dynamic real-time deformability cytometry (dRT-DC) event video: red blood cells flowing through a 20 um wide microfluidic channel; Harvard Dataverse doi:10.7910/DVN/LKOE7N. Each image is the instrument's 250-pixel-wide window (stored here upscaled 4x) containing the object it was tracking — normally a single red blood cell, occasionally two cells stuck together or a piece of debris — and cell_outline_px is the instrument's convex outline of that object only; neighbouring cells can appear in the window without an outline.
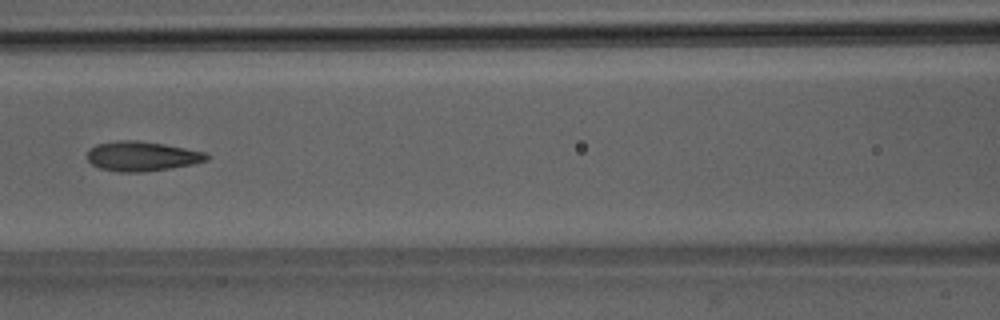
{"species": "Egyptian fruit bat (a non-hibernating species)", "species_latin": "Rousettus aegyptiacus", "temperature_condition": "room temperature", "stored_images_in_passage": 5, "camera_frame_rate_fps": 3000, "um_per_image_px": 0.085, "animal": {"sex": "male"}, "frame": {"image": 1, "passage_image": 5, "time_ms": 5.333, "image_size_px": [1000, 320], "cell_outline_px": [[212, 156], [208, 160], [192, 164], [144, 172], [120, 172], [100, 168], [92, 164], [88, 160], [88, 148], [96, 144], [120, 140], [136, 140], [164, 144], [204, 152]], "centroid_in_image_um": [12.05, 13.27], "position_along_channel_um": 154.5, "area_um2": 20.58}}